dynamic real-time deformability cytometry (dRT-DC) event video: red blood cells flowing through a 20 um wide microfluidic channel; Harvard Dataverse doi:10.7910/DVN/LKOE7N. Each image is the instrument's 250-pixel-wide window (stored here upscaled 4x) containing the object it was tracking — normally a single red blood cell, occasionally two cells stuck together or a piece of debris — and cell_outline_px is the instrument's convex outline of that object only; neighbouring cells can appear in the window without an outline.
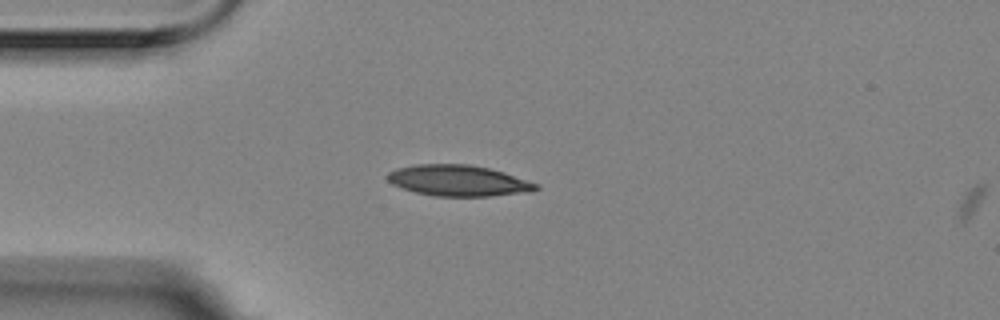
{"species": "Egyptian fruit bat (a non-hibernating species)", "species_latin": "Rousettus aegyptiacus", "temperature_condition": "room temperature", "stored_images_in_passage": 3, "camera_frame_rate_fps": 3000, "um_per_image_px": 0.085, "animal": {"sex": "female"}, "frame": {"image": 1, "passage_image": 3, "time_ms": 0.667, "image_size_px": [1000, 320], "cell_outline_px": [[540, 188], [532, 192], [488, 196], [436, 196], [416, 192], [392, 184], [384, 176], [388, 172], [396, 168], [416, 164], [468, 164], [488, 168], [504, 172], [540, 184]], "centroid_in_image_um": [38.98, 15.35], "position_along_channel_um": 46.0, "area_um2": 26.93}}